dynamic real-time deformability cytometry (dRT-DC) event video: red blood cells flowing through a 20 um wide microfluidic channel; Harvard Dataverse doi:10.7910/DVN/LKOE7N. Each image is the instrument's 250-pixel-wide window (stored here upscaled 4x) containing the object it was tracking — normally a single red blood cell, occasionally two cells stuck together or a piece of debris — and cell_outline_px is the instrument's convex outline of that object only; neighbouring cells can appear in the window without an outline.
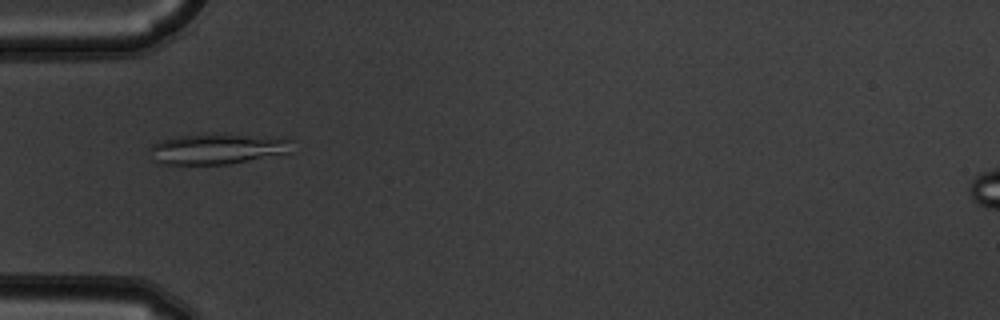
{"species": "common noctule bat (a hibernating species)", "species_latin": "Nyctalus noctula", "temperature_condition": "warm", "stored_images_in_passage": 6, "camera_frame_rate_fps": 3000, "um_per_image_px": 0.085, "animal": {"sex": "male", "body_mass_g": 19.5, "forearm_length_mm": 54.6}, "frame": {"image": 1, "passage_image": 4, "time_ms": 1.0, "image_size_px": [1000, 320], "cell_outline_px": [[292, 152], [228, 164], [160, 164], [152, 160], [148, 148], [152, 144], [160, 140], [180, 136], [216, 132], [220, 132], [288, 136], [292, 140]], "centroid_in_image_um": [18.56, 12.6], "position_along_channel_um": 66.4, "area_um2": 26.59}}